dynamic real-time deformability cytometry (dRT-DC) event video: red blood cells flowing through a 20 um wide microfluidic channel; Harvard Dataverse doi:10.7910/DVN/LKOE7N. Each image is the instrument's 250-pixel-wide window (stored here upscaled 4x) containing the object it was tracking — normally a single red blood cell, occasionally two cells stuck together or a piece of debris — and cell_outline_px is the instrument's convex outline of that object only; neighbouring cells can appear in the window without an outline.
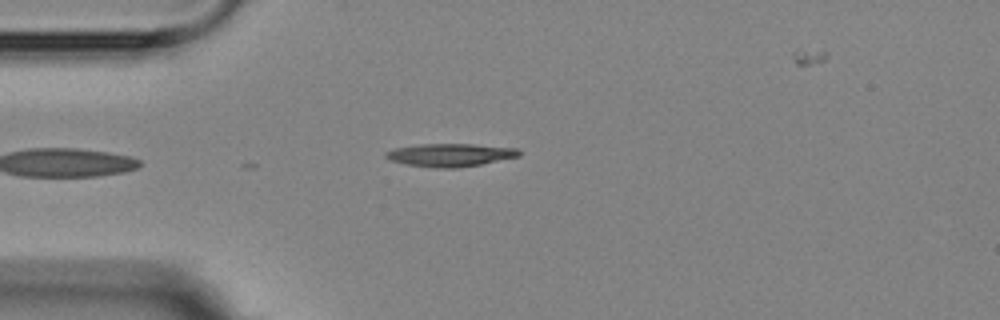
{"species": "Egyptian fruit bat (a non-hibernating species)", "species_latin": "Rousettus aegyptiacus", "temperature_condition": "room temperature", "stored_images_in_passage": 2, "camera_frame_rate_fps": 3000, "um_per_image_px": 0.085, "animal": {"sex": "female"}, "frame": {"image": 1, "passage_image": 2, "time_ms": 1.0, "image_size_px": [1000, 320], "cell_outline_px": [[520, 156], [480, 164], [456, 168], [436, 168], [408, 164], [392, 160], [384, 156], [384, 152], [396, 148], [420, 144], [472, 144], [520, 148]], "centroid_in_image_um": [38.3, 13.16], "position_along_channel_um": 46.7, "area_um2": 17.69}}